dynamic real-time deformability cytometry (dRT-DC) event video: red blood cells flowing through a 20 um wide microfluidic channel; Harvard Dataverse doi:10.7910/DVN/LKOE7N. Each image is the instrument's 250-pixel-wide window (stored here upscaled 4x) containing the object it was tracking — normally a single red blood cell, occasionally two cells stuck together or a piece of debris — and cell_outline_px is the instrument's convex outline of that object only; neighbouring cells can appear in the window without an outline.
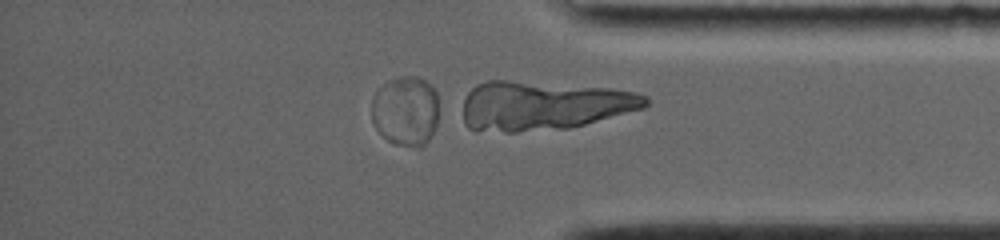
{"species": "common noctule bat (a hibernating species)", "species_latin": "Nyctalus noctula", "temperature_condition": "room temperature", "stored_images_in_passage": 19, "camera_frame_rate_fps": 4000, "um_per_image_px": 0.085, "animal": {"sex": "female", "body_mass_g": 19.0, "forearm_length_mm": 56.7}, "frame": {"image": 1, "passage_image": 19, "time_ms": 9.5, "image_size_px": [1000, 240], "cell_outline_px": [[436, 128], [428, 140], [420, 148], [396, 144], [388, 140], [376, 128], [372, 120], [372, 100], [376, 92], [388, 80], [400, 76], [416, 76], [432, 84], [436, 92]], "centroid_in_image_um": [34.48, 9.42], "position_along_channel_um": 400.7, "area_um2": 27.22}}